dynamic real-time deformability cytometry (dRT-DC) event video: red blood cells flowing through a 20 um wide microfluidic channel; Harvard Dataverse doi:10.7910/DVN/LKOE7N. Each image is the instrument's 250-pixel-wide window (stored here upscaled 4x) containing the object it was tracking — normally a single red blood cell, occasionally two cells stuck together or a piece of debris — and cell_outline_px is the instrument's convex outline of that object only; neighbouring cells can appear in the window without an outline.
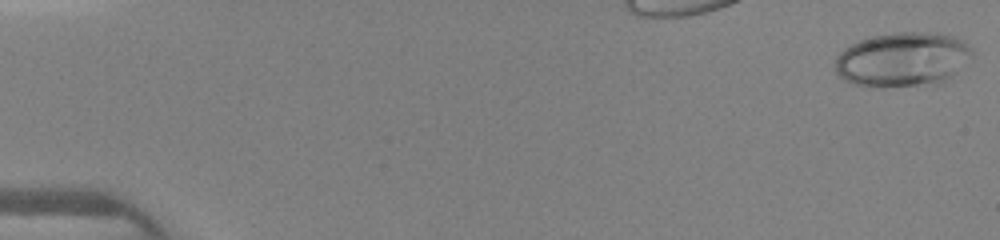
{"species": "human", "species_latin": "Homo sapiens", "temperature_condition": "warm", "stored_images_in_passage": 46, "camera_frame_rate_fps": 3000, "um_per_image_px": 0.085, "donor": {"sex": "female"}, "frame": {"image": 1, "passage_image": 1, "time_ms": 0.0, "image_size_px": [1000, 240], "cell_outline_px": [[972, 52], [956, 72], [944, 84], [872, 88], [856, 84], [844, 80], [836, 72], [836, 56], [844, 48], [860, 40], [876, 36], [900, 32], [936, 32], [952, 36], [968, 44], [972, 48]], "centroid_in_image_um": [76.71, 5.08], "position_along_channel_um": 8.3, "area_um2": 43.52}}
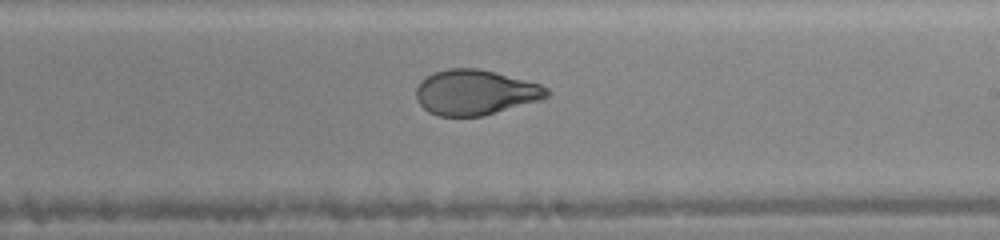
{"frame": {"image": 2, "passage_image": 28, "time_ms": 9.0, "image_size_px": [1000, 240], "cell_outline_px": [[552, 92], [548, 96], [540, 100], [484, 116], [440, 116], [428, 112], [416, 100], [416, 88], [420, 80], [436, 72], [448, 68], [476, 68], [540, 84], [548, 88]], "centroid_in_image_um": [40.39, 7.87], "position_along_channel_um": 248.6, "area_um2": 34.28}}
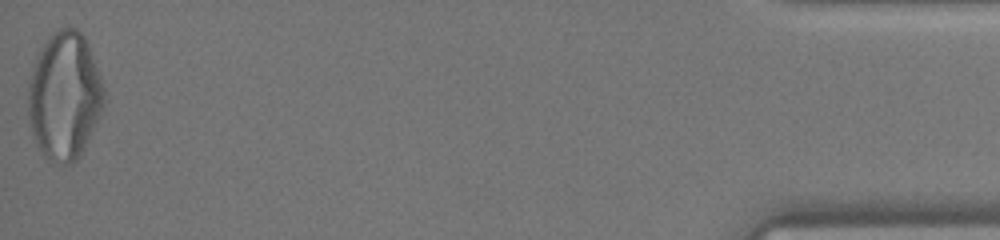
{"frame": {"image": 3, "passage_image": 46, "time_ms": 15.0, "image_size_px": [1000, 240], "cell_outline_px": [[108, 100], [80, 156], [76, 160], [68, 164], [56, 164], [48, 160], [44, 156], [32, 132], [28, 112], [28, 84], [32, 68], [36, 56], [40, 48], [48, 36], [52, 32], [60, 28], [76, 28], [84, 36], [88, 44], [100, 76]], "centroid_in_image_um": [5.5, 8.15], "position_along_channel_um": 429.7, "area_um2": 56.82}}